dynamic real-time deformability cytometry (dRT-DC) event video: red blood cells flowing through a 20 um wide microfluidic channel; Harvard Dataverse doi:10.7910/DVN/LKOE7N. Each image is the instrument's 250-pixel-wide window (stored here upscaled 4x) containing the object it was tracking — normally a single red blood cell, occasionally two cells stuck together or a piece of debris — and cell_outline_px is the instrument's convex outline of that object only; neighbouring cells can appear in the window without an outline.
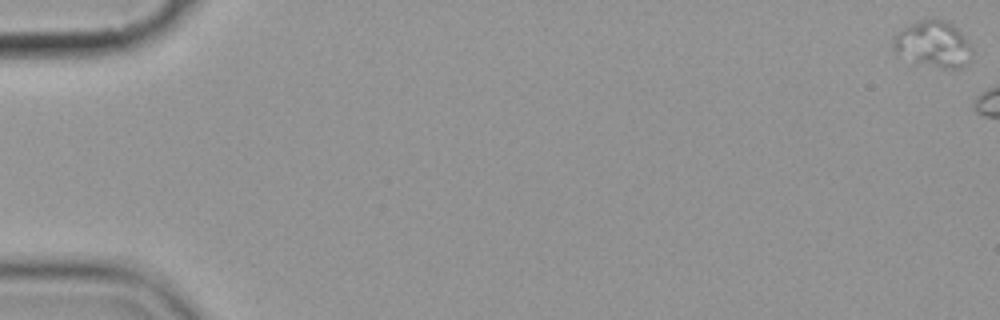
{"species": "common noctule bat (a hibernating species)", "species_latin": "Nyctalus noctula", "temperature_condition": "cold", "stored_images_in_passage": 3, "camera_frame_rate_fps": 3000, "um_per_image_px": 0.085, "animal": {"sex": "female", "body_mass_g": 19.9}, "frame": {"image": 1, "passage_image": 1, "time_ms": 0.0, "image_size_px": [1000, 320], "cell_outline_px": [[972, 52], [968, 60], [960, 68], [908, 68], [892, 48], [892, 40], [896, 32], [908, 24], [916, 20], [928, 16], [944, 20], [952, 24], [964, 36], [972, 48]], "centroid_in_image_um": [79.17, 3.8], "position_along_channel_um": 5.8, "area_um2": 22.89}}